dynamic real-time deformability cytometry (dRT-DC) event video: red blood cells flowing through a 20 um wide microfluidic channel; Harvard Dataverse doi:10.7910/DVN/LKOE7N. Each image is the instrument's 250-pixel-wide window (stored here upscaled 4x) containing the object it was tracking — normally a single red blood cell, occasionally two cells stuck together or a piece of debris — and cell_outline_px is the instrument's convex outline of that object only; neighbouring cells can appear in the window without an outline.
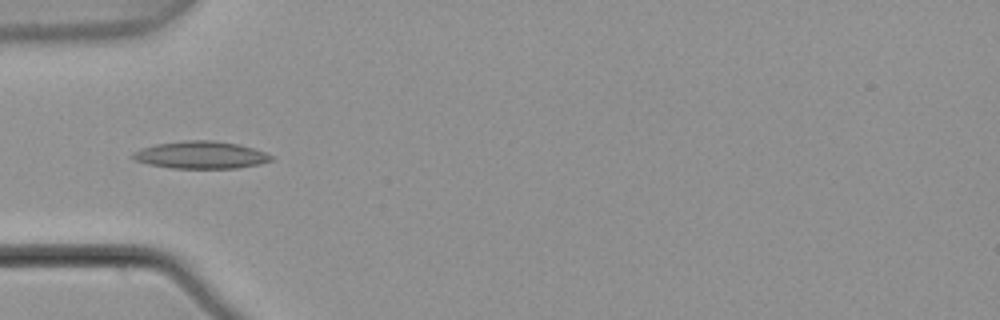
{"species": "common noctule bat (a hibernating species)", "species_latin": "Nyctalus noctula", "temperature_condition": "warm", "stored_images_in_passage": 6, "camera_frame_rate_fps": 3000, "um_per_image_px": 0.085, "animal": {"sex": "male", "body_mass_g": 21.5, "forearm_length_mm": 52.0}, "frame": {"image": 1, "passage_image": 5, "time_ms": 1.333, "image_size_px": [1000, 320], "cell_outline_px": [[276, 156], [272, 160], [260, 164], [236, 168], [172, 168], [148, 164], [136, 160], [132, 156], [132, 152], [140, 148], [156, 144], [184, 140], [212, 140], [240, 144]], "centroid_in_image_um": [17.09, 13.17], "position_along_channel_um": 67.9, "area_um2": 22.14}}
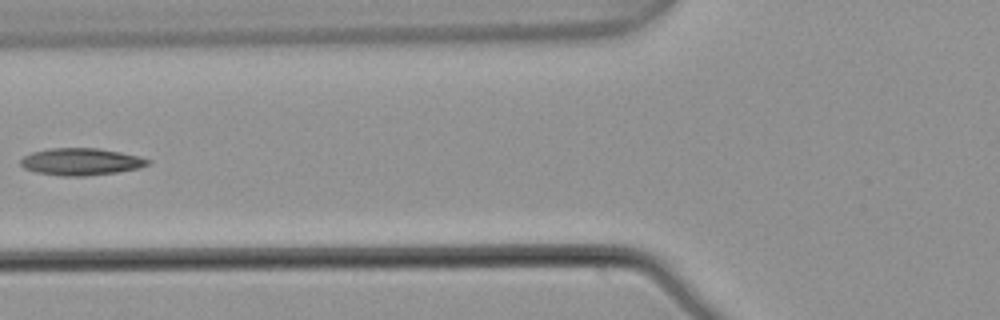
{"frame": {"image": 2, "passage_image": 6, "time_ms": 1.667, "image_size_px": [1000, 320], "cell_outline_px": [[152, 160], [148, 164], [140, 168], [116, 172], [84, 176], [60, 176], [36, 172], [24, 168], [20, 164], [20, 160], [24, 156], [32, 152], [52, 148], [100, 148], [140, 156]], "centroid_in_image_um": [6.9, 13.74], "position_along_channel_um": 118.9, "area_um2": 20.11}}